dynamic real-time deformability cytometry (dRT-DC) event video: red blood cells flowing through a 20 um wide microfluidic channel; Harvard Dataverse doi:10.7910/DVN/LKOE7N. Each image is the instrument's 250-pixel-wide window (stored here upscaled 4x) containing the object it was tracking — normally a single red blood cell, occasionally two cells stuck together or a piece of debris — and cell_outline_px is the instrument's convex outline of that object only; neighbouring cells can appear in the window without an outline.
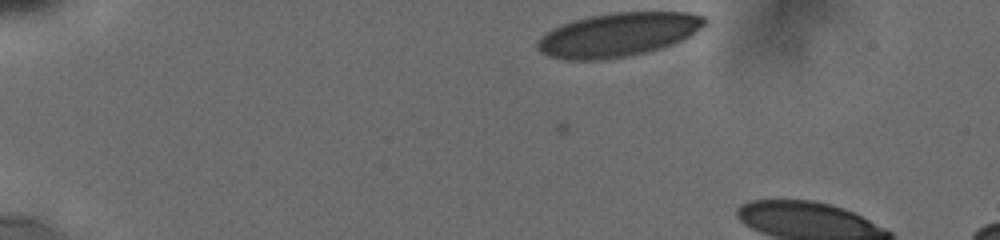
{"species": "human", "species_latin": "Homo sapiens", "temperature_condition": "cold", "stored_images_in_passage": 3, "camera_frame_rate_fps": 3000, "um_per_image_px": 0.085, "donor": {"sex": "male"}, "frame": {"image": 1, "passage_image": 1, "time_ms": 0.0, "image_size_px": [1000, 240], "cell_outline_px": [[708, 24], [696, 32], [672, 44], [648, 52], [628, 56], [604, 60], [564, 60], [548, 56], [540, 52], [536, 48], [536, 40], [540, 36], [552, 28], [560, 24], [572, 20], [588, 16], [612, 12], [688, 12], [704, 16], [708, 20]], "centroid_in_image_um": [52.5, 2.95], "position_along_channel_um": 32.5, "area_um2": 43.29}}